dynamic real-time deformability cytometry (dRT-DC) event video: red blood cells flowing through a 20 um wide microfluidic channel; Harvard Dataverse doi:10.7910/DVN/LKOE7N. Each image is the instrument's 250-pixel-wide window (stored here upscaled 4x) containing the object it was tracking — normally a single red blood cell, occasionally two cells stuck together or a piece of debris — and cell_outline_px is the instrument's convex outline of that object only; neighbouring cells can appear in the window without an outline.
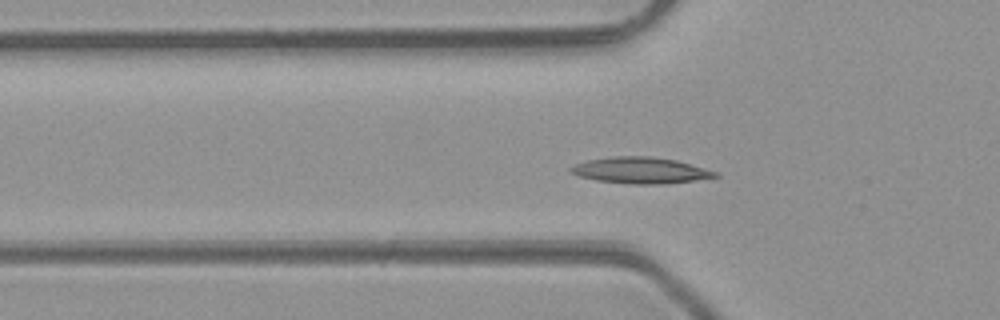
{"species": "common noctule bat (a hibernating species)", "species_latin": "Nyctalus noctula", "temperature_condition": "room temperature", "stored_images_in_passage": 44, "camera_frame_rate_fps": 3000, "um_per_image_px": 0.085, "animal": {"sex": "male", "body_mass_g": 23.1, "forearm_length_mm": 52.7}, "frame": {"image": 1, "passage_image": 10, "time_ms": 3.0, "image_size_px": [1000, 320], "cell_outline_px": [[720, 176], [664, 184], [632, 184], [596, 180], [580, 176], [568, 172], [568, 168], [576, 164], [588, 160], [612, 156], [652, 156], [676, 160], [720, 172]], "centroid_in_image_um": [54.45, 14.47], "position_along_channel_um": 71.4, "area_um2": 22.08}}
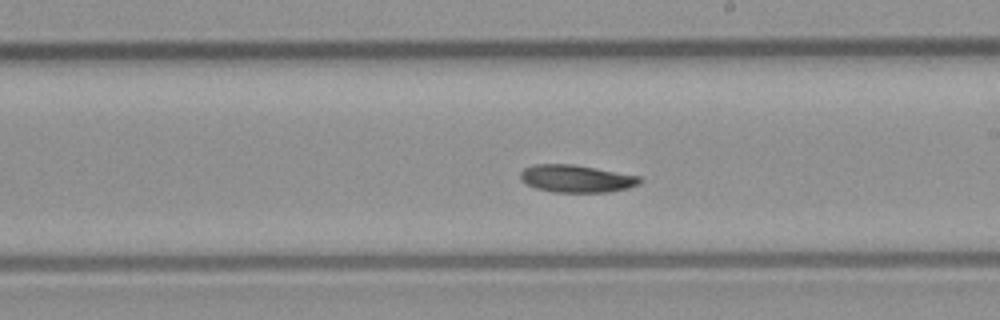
{"frame": {"image": 2, "passage_image": 22, "time_ms": 7.0, "image_size_px": [1000, 320], "cell_outline_px": [[644, 180], [640, 184], [628, 188], [608, 192], [552, 192], [536, 188], [520, 180], [520, 172], [524, 168], [536, 164], [572, 164], [596, 168], [640, 176]], "centroid_in_image_um": [49.01, 15.18], "position_along_channel_um": 240.0, "area_um2": 19.19}}
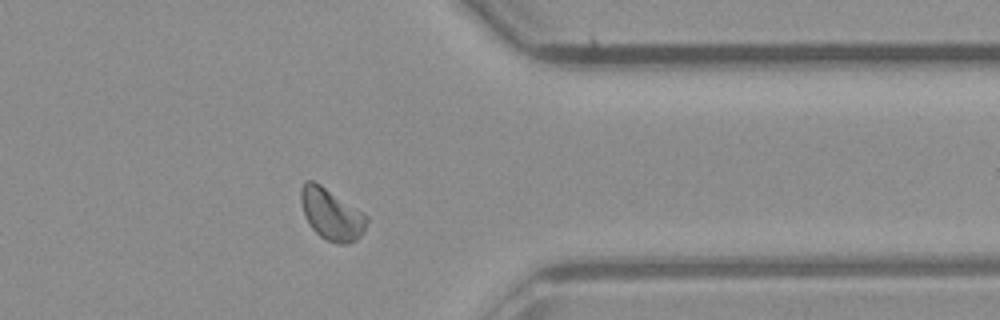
{"frame": {"image": 3, "passage_image": 33, "time_ms": 10.667, "image_size_px": [1000, 320], "cell_outline_px": [[368, 220], [364, 232], [356, 240], [348, 244], [340, 244], [328, 240], [320, 236], [308, 224], [304, 216], [300, 200], [300, 188], [304, 180], [312, 180], [320, 184], [368, 216]], "centroid_in_image_um": [28.14, 18.21], "position_along_channel_um": 383.3, "area_um2": 19.71}, "authors_computed_cell_mechanics": {"area_um2": 19.2474, "velocity_mm_per_s": 4.2086, "shape_relaxation_time_tau1_ms": 7.1123, "shape_relaxation_time_tau2_ms": null, "deformation_change_tau1": 0.1463, "deformation_change_tau2": null}}